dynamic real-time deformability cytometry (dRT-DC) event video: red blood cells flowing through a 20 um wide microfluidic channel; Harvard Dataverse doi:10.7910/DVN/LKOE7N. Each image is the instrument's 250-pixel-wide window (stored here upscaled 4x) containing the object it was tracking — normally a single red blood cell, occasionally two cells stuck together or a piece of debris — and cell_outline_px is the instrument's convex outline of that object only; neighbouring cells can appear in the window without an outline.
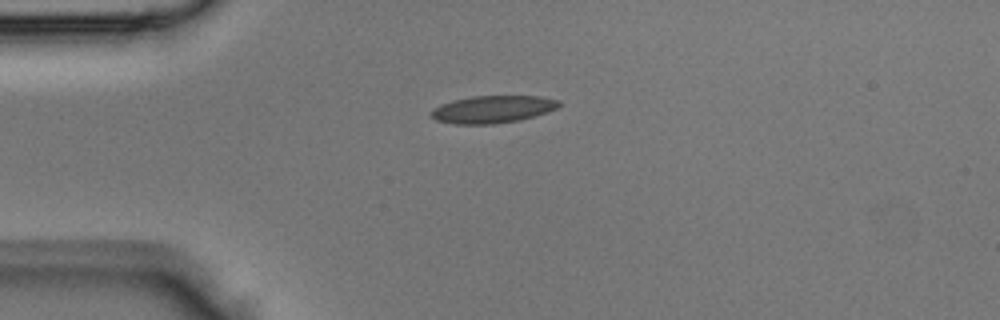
{"species": "Egyptian fruit bat (a non-hibernating species)", "species_latin": "Rousettus aegyptiacus", "temperature_condition": "room temperature", "stored_images_in_passage": 1, "camera_frame_rate_fps": 3000, "um_per_image_px": 0.085, "animal": {"sex": "male"}, "frame": {"image": 1, "passage_image": 1, "time_ms": 0.0, "image_size_px": [1000, 320], "cell_outline_px": [[560, 104], [556, 108], [548, 112], [520, 120], [492, 124], [456, 124], [436, 120], [432, 116], [432, 108], [440, 104], [452, 100], [472, 96], [536, 96], [560, 100]], "centroid_in_image_um": [41.87, 9.28], "position_along_channel_um": 43.1, "area_um2": 20.35}}